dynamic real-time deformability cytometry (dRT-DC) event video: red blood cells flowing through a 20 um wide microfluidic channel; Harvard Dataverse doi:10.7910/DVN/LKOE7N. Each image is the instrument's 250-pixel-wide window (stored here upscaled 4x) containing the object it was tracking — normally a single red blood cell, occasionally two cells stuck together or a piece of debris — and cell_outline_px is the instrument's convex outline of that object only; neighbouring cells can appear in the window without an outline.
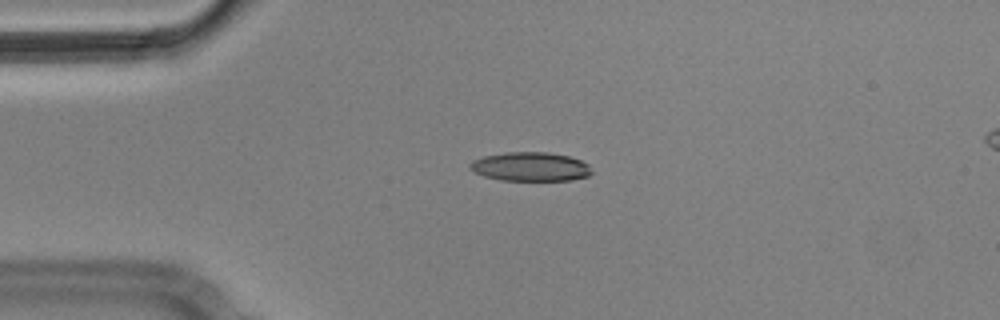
{"species": "Egyptian fruit bat (a non-hibernating species)", "species_latin": "Rousettus aegyptiacus", "temperature_condition": "cold", "stored_images_in_passage": 9, "camera_frame_rate_fps": 3000, "um_per_image_px": 0.085, "animal": {"sex": "male"}, "frame": {"image": 1, "passage_image": 3, "time_ms": 0.667, "image_size_px": [1000, 320], "cell_outline_px": [[592, 172], [588, 176], [572, 180], [500, 180], [484, 176], [468, 168], [468, 164], [472, 160], [484, 156], [504, 152], [548, 152], [568, 156], [580, 160], [588, 164]], "centroid_in_image_um": [45.06, 14.16], "position_along_channel_um": 39.9, "area_um2": 20.58}}
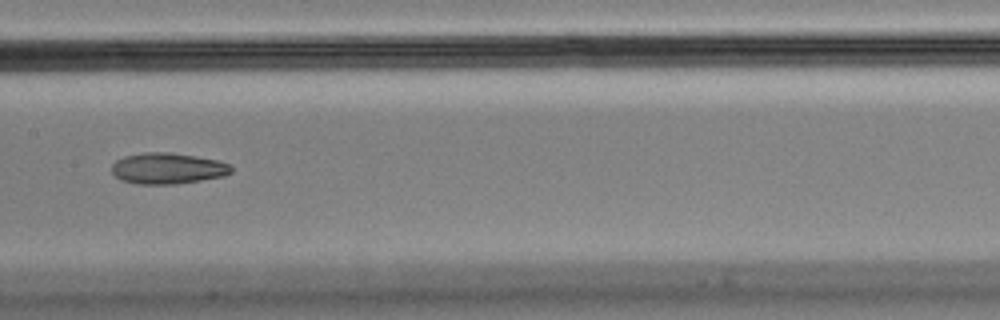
{"frame": {"image": 2, "passage_image": 7, "time_ms": 2.0, "image_size_px": [1000, 320], "cell_outline_px": [[232, 172], [224, 176], [176, 184], [136, 184], [120, 180], [112, 172], [112, 164], [116, 160], [124, 156], [144, 152], [168, 152], [196, 156], [216, 160], [228, 164], [232, 168]], "centroid_in_image_um": [14.22, 14.31], "position_along_channel_um": 193.2, "area_um2": 21.62}}
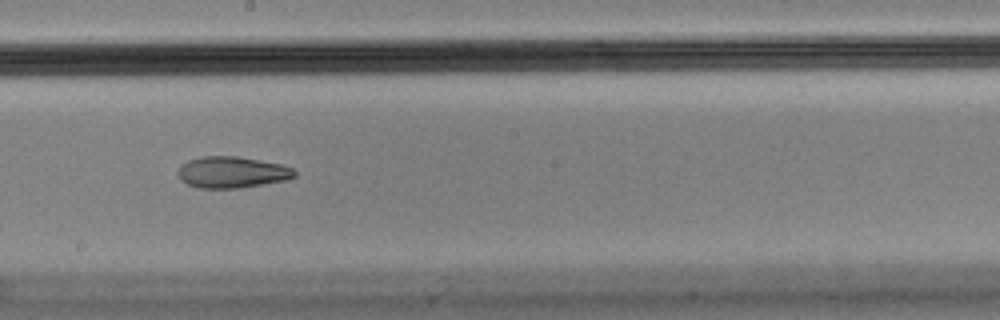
{"frame": {"image": 3, "passage_image": 8, "time_ms": 2.333, "image_size_px": [1000, 320], "cell_outline_px": [[296, 176], [288, 180], [240, 188], [200, 188], [188, 184], [180, 180], [176, 172], [180, 164], [188, 160], [204, 156], [236, 156], [284, 164], [292, 168], [296, 172]], "centroid_in_image_um": [19.72, 14.64], "position_along_channel_um": 228.5, "area_um2": 21.62}}